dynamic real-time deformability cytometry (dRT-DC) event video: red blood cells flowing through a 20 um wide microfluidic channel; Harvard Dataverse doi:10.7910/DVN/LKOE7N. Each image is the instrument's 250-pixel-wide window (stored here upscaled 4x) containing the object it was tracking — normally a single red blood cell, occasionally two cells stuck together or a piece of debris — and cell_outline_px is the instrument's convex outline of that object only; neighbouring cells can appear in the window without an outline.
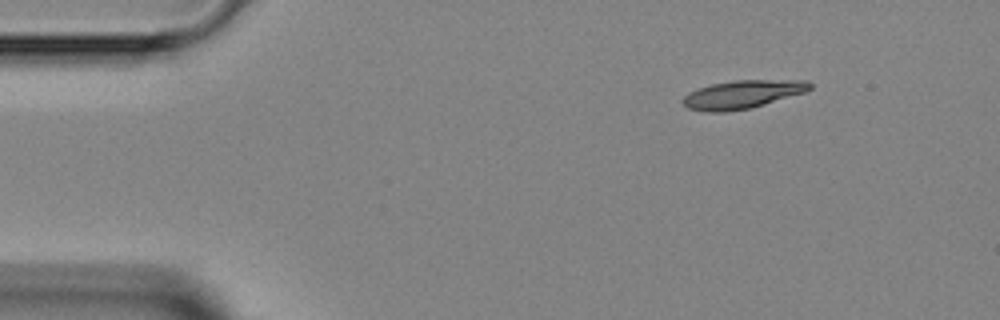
{"species": "Egyptian fruit bat (a non-hibernating species)", "species_latin": "Rousettus aegyptiacus", "temperature_condition": "room temperature", "stored_images_in_passage": 3, "camera_frame_rate_fps": 3000, "um_per_image_px": 0.085, "animal": {"sex": "female"}, "frame": {"image": 1, "passage_image": 3, "time_ms": 2.333, "image_size_px": [1000, 320], "cell_outline_px": [[812, 88], [804, 92], [752, 108], [724, 112], [704, 112], [688, 108], [680, 100], [688, 92], [712, 84], [736, 80], [808, 80], [812, 84]], "centroid_in_image_um": [63.1, 8.03], "position_along_channel_um": 21.9, "area_um2": 20.92}}